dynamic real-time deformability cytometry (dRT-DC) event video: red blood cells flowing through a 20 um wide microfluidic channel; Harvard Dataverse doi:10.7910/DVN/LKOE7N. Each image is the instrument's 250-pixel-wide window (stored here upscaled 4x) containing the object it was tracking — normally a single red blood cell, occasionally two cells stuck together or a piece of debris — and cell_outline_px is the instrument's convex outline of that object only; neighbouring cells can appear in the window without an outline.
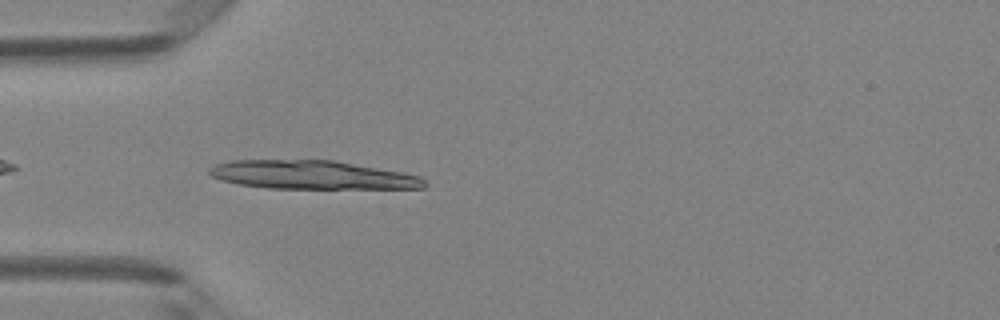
{"species": "Egyptian fruit bat (a non-hibernating species)", "species_latin": "Rousettus aegyptiacus", "temperature_condition": "room temperature", "stored_images_in_passage": 36, "camera_frame_rate_fps": 3000, "um_per_image_px": 0.085, "animal": {"sex": "female"}, "frame": {"image": 1, "passage_image": 3, "time_ms": 0.667, "image_size_px": [1000, 320], "cell_outline_px": [[428, 184], [424, 188], [268, 188], [240, 184], [224, 180], [212, 176], [208, 172], [208, 168], [216, 164], [228, 160], [332, 160], [404, 172], [420, 176]], "centroid_in_image_um": [26.55, 14.86], "position_along_channel_um": 58.5, "area_um2": 35.66}}
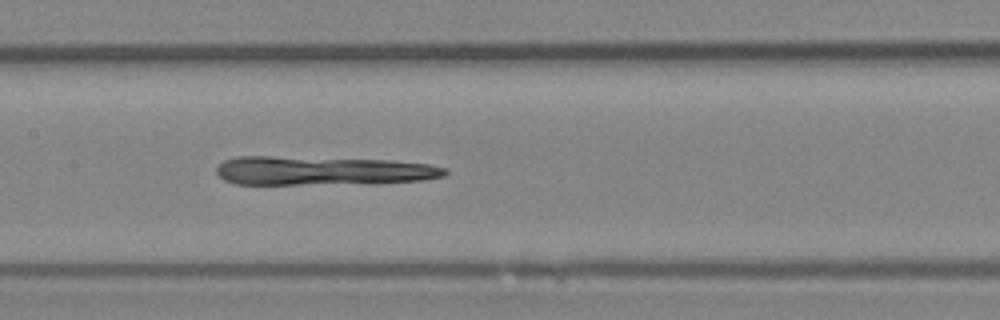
{"frame": {"image": 2, "passage_image": 12, "time_ms": 3.667, "image_size_px": [1000, 320], "cell_outline_px": [[448, 172], [444, 176], [424, 180], [296, 184], [236, 184], [224, 180], [216, 172], [216, 168], [224, 160], [236, 156], [272, 156], [392, 160], [428, 164], [448, 168]], "centroid_in_image_um": [27.35, 14.49], "position_along_channel_um": 180.0, "area_um2": 37.92}}